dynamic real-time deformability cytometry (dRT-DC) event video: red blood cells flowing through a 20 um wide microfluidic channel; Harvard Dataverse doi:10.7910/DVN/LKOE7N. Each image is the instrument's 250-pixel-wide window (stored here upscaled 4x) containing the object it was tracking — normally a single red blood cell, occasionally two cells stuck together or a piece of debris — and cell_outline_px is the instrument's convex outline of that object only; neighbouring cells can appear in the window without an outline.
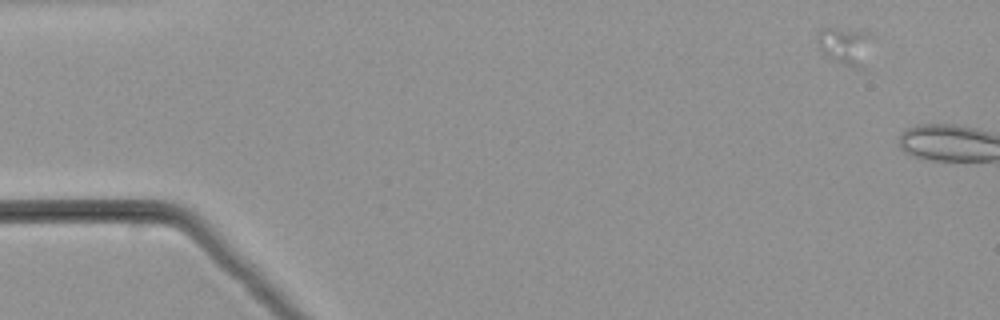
{"species": "common noctule bat (a hibernating species)", "species_latin": "Nyctalus noctula", "temperature_condition": "warm", "stored_images_in_passage": 6, "camera_frame_rate_fps": 3000, "um_per_image_px": 0.085, "animal": {"sex": "male", "body_mass_g": 21.5, "forearm_length_mm": 52.0}, "frame": {"image": 1, "passage_image": 4, "time_ms": 1.0, "image_size_px": [1000, 320], "cell_outline_px": [[872, 36], [860, 68], [844, 64], [824, 52], [820, 48], [820, 28], [832, 28], [868, 32]], "centroid_in_image_um": [71.85, 3.83], "position_along_channel_um": 13.2, "area_um2": 10.75}}